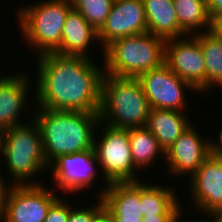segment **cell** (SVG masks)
Returning <instances> with one entry per match:
<instances>
[{
    "instance_id": "cell-1",
    "label": "cell",
    "mask_w": 222,
    "mask_h": 222,
    "mask_svg": "<svg viewBox=\"0 0 222 222\" xmlns=\"http://www.w3.org/2000/svg\"><path fill=\"white\" fill-rule=\"evenodd\" d=\"M35 57L38 69L35 68L36 87L32 94L35 97L32 102L36 104L30 103L33 108L99 112L105 73L102 63L84 56L55 52Z\"/></svg>"
},
{
    "instance_id": "cell-2",
    "label": "cell",
    "mask_w": 222,
    "mask_h": 222,
    "mask_svg": "<svg viewBox=\"0 0 222 222\" xmlns=\"http://www.w3.org/2000/svg\"><path fill=\"white\" fill-rule=\"evenodd\" d=\"M34 109L48 166L60 155L93 149L98 113Z\"/></svg>"
},
{
    "instance_id": "cell-3",
    "label": "cell",
    "mask_w": 222,
    "mask_h": 222,
    "mask_svg": "<svg viewBox=\"0 0 222 222\" xmlns=\"http://www.w3.org/2000/svg\"><path fill=\"white\" fill-rule=\"evenodd\" d=\"M1 155L5 161L3 170L9 173L5 176L12 179L11 185H40L42 181H34L35 176L50 172L41 132L33 117L25 124L4 130Z\"/></svg>"
},
{
    "instance_id": "cell-4",
    "label": "cell",
    "mask_w": 222,
    "mask_h": 222,
    "mask_svg": "<svg viewBox=\"0 0 222 222\" xmlns=\"http://www.w3.org/2000/svg\"><path fill=\"white\" fill-rule=\"evenodd\" d=\"M28 4H22L15 12L21 39L27 49L29 46L30 50H35L36 56L55 52L61 45L64 23L73 8L72 0H41Z\"/></svg>"
},
{
    "instance_id": "cell-5",
    "label": "cell",
    "mask_w": 222,
    "mask_h": 222,
    "mask_svg": "<svg viewBox=\"0 0 222 222\" xmlns=\"http://www.w3.org/2000/svg\"><path fill=\"white\" fill-rule=\"evenodd\" d=\"M150 109L136 78L114 77L104 73L98 112L102 123L122 129L145 127Z\"/></svg>"
},
{
    "instance_id": "cell-6",
    "label": "cell",
    "mask_w": 222,
    "mask_h": 222,
    "mask_svg": "<svg viewBox=\"0 0 222 222\" xmlns=\"http://www.w3.org/2000/svg\"><path fill=\"white\" fill-rule=\"evenodd\" d=\"M102 51L105 74L114 77L137 78L165 63V40L148 32L118 38Z\"/></svg>"
},
{
    "instance_id": "cell-7",
    "label": "cell",
    "mask_w": 222,
    "mask_h": 222,
    "mask_svg": "<svg viewBox=\"0 0 222 222\" xmlns=\"http://www.w3.org/2000/svg\"><path fill=\"white\" fill-rule=\"evenodd\" d=\"M97 127L95 135L100 136L94 137L93 150L105 180L102 181L105 186H100L102 189L97 194L101 198L111 183L137 182L143 178L138 177V168L132 160L128 129L111 127L101 121Z\"/></svg>"
},
{
    "instance_id": "cell-8",
    "label": "cell",
    "mask_w": 222,
    "mask_h": 222,
    "mask_svg": "<svg viewBox=\"0 0 222 222\" xmlns=\"http://www.w3.org/2000/svg\"><path fill=\"white\" fill-rule=\"evenodd\" d=\"M99 168H101L100 164L92 149L60 155L49 165L48 169L52 172L50 176L54 182L53 186H57L53 189H59L60 192L64 193L63 195L69 193L74 195V193L78 192L81 194L87 188V190L94 188L93 185L96 184L97 174L102 175V171Z\"/></svg>"
},
{
    "instance_id": "cell-9",
    "label": "cell",
    "mask_w": 222,
    "mask_h": 222,
    "mask_svg": "<svg viewBox=\"0 0 222 222\" xmlns=\"http://www.w3.org/2000/svg\"><path fill=\"white\" fill-rule=\"evenodd\" d=\"M54 189L40 185H11L1 222H44L50 206L60 197Z\"/></svg>"
},
{
    "instance_id": "cell-10",
    "label": "cell",
    "mask_w": 222,
    "mask_h": 222,
    "mask_svg": "<svg viewBox=\"0 0 222 222\" xmlns=\"http://www.w3.org/2000/svg\"><path fill=\"white\" fill-rule=\"evenodd\" d=\"M136 79L141 84L151 108L185 112L188 109L186 90L198 93L190 84L178 78L165 63L161 67L146 71Z\"/></svg>"
},
{
    "instance_id": "cell-11",
    "label": "cell",
    "mask_w": 222,
    "mask_h": 222,
    "mask_svg": "<svg viewBox=\"0 0 222 222\" xmlns=\"http://www.w3.org/2000/svg\"><path fill=\"white\" fill-rule=\"evenodd\" d=\"M165 64L198 94H206L205 62L200 42L195 35L166 40Z\"/></svg>"
},
{
    "instance_id": "cell-12",
    "label": "cell",
    "mask_w": 222,
    "mask_h": 222,
    "mask_svg": "<svg viewBox=\"0 0 222 222\" xmlns=\"http://www.w3.org/2000/svg\"><path fill=\"white\" fill-rule=\"evenodd\" d=\"M199 131V132H198ZM194 123L165 151L168 174L176 179L191 177L209 156V138L200 134Z\"/></svg>"
},
{
    "instance_id": "cell-13",
    "label": "cell",
    "mask_w": 222,
    "mask_h": 222,
    "mask_svg": "<svg viewBox=\"0 0 222 222\" xmlns=\"http://www.w3.org/2000/svg\"><path fill=\"white\" fill-rule=\"evenodd\" d=\"M188 180L191 206L208 217L222 210V159L209 155Z\"/></svg>"
},
{
    "instance_id": "cell-14",
    "label": "cell",
    "mask_w": 222,
    "mask_h": 222,
    "mask_svg": "<svg viewBox=\"0 0 222 222\" xmlns=\"http://www.w3.org/2000/svg\"><path fill=\"white\" fill-rule=\"evenodd\" d=\"M147 32L142 0H114L104 25L98 31V40L104 49L118 38Z\"/></svg>"
},
{
    "instance_id": "cell-15",
    "label": "cell",
    "mask_w": 222,
    "mask_h": 222,
    "mask_svg": "<svg viewBox=\"0 0 222 222\" xmlns=\"http://www.w3.org/2000/svg\"><path fill=\"white\" fill-rule=\"evenodd\" d=\"M0 74V127L7 130L10 127L27 123L22 119L23 111L26 109L31 91V81L25 72ZM29 95V96H28ZM25 107V108H24Z\"/></svg>"
},
{
    "instance_id": "cell-16",
    "label": "cell",
    "mask_w": 222,
    "mask_h": 222,
    "mask_svg": "<svg viewBox=\"0 0 222 222\" xmlns=\"http://www.w3.org/2000/svg\"><path fill=\"white\" fill-rule=\"evenodd\" d=\"M99 42L98 32L74 7L68 12L62 30V41L55 53L61 55L84 56L93 59L89 46ZM89 54V55H88Z\"/></svg>"
},
{
    "instance_id": "cell-17",
    "label": "cell",
    "mask_w": 222,
    "mask_h": 222,
    "mask_svg": "<svg viewBox=\"0 0 222 222\" xmlns=\"http://www.w3.org/2000/svg\"><path fill=\"white\" fill-rule=\"evenodd\" d=\"M187 113L159 108L150 109L146 127L158 140L164 152L193 124Z\"/></svg>"
},
{
    "instance_id": "cell-18",
    "label": "cell",
    "mask_w": 222,
    "mask_h": 222,
    "mask_svg": "<svg viewBox=\"0 0 222 222\" xmlns=\"http://www.w3.org/2000/svg\"><path fill=\"white\" fill-rule=\"evenodd\" d=\"M112 217H143L140 202V181L111 183L101 197Z\"/></svg>"
},
{
    "instance_id": "cell-19",
    "label": "cell",
    "mask_w": 222,
    "mask_h": 222,
    "mask_svg": "<svg viewBox=\"0 0 222 222\" xmlns=\"http://www.w3.org/2000/svg\"><path fill=\"white\" fill-rule=\"evenodd\" d=\"M148 33L165 41L180 37V26L173 0H142Z\"/></svg>"
},
{
    "instance_id": "cell-20",
    "label": "cell",
    "mask_w": 222,
    "mask_h": 222,
    "mask_svg": "<svg viewBox=\"0 0 222 222\" xmlns=\"http://www.w3.org/2000/svg\"><path fill=\"white\" fill-rule=\"evenodd\" d=\"M140 181V202L143 216L176 215L183 209L182 202L172 186L145 183ZM179 201V202H178Z\"/></svg>"
},
{
    "instance_id": "cell-21",
    "label": "cell",
    "mask_w": 222,
    "mask_h": 222,
    "mask_svg": "<svg viewBox=\"0 0 222 222\" xmlns=\"http://www.w3.org/2000/svg\"><path fill=\"white\" fill-rule=\"evenodd\" d=\"M129 141L131 146V156L134 165L140 169H147L154 165V161L160 158L165 160V152L160 147L158 140L151 133V131L145 127L129 128ZM163 158V159H162Z\"/></svg>"
},
{
    "instance_id": "cell-22",
    "label": "cell",
    "mask_w": 222,
    "mask_h": 222,
    "mask_svg": "<svg viewBox=\"0 0 222 222\" xmlns=\"http://www.w3.org/2000/svg\"><path fill=\"white\" fill-rule=\"evenodd\" d=\"M173 2L180 26V37L209 31L210 18L206 0H173Z\"/></svg>"
},
{
    "instance_id": "cell-23",
    "label": "cell",
    "mask_w": 222,
    "mask_h": 222,
    "mask_svg": "<svg viewBox=\"0 0 222 222\" xmlns=\"http://www.w3.org/2000/svg\"><path fill=\"white\" fill-rule=\"evenodd\" d=\"M202 49L206 69V93L222 89V39L206 31L195 34Z\"/></svg>"
},
{
    "instance_id": "cell-24",
    "label": "cell",
    "mask_w": 222,
    "mask_h": 222,
    "mask_svg": "<svg viewBox=\"0 0 222 222\" xmlns=\"http://www.w3.org/2000/svg\"><path fill=\"white\" fill-rule=\"evenodd\" d=\"M114 0H72L73 7L98 32L104 25Z\"/></svg>"
},
{
    "instance_id": "cell-25",
    "label": "cell",
    "mask_w": 222,
    "mask_h": 222,
    "mask_svg": "<svg viewBox=\"0 0 222 222\" xmlns=\"http://www.w3.org/2000/svg\"><path fill=\"white\" fill-rule=\"evenodd\" d=\"M96 200L95 203L92 202V205H87L84 208L83 203H81L82 208L70 204V214L67 222H93L94 216L104 207L102 198L97 197Z\"/></svg>"
},
{
    "instance_id": "cell-26",
    "label": "cell",
    "mask_w": 222,
    "mask_h": 222,
    "mask_svg": "<svg viewBox=\"0 0 222 222\" xmlns=\"http://www.w3.org/2000/svg\"><path fill=\"white\" fill-rule=\"evenodd\" d=\"M66 199V200H65ZM59 197L48 210L44 222H67L70 214V203L67 198Z\"/></svg>"
},
{
    "instance_id": "cell-27",
    "label": "cell",
    "mask_w": 222,
    "mask_h": 222,
    "mask_svg": "<svg viewBox=\"0 0 222 222\" xmlns=\"http://www.w3.org/2000/svg\"><path fill=\"white\" fill-rule=\"evenodd\" d=\"M0 172H2V171L0 170ZM3 174H4V172L2 174L0 173V222L2 221V218L4 215L6 195H7V192L9 190L10 186H11L10 179L6 178V180L8 181L7 182L4 179L5 176Z\"/></svg>"
},
{
    "instance_id": "cell-28",
    "label": "cell",
    "mask_w": 222,
    "mask_h": 222,
    "mask_svg": "<svg viewBox=\"0 0 222 222\" xmlns=\"http://www.w3.org/2000/svg\"><path fill=\"white\" fill-rule=\"evenodd\" d=\"M219 129L220 132H218L217 140H211L212 138L209 139V155L222 159V127Z\"/></svg>"
},
{
    "instance_id": "cell-29",
    "label": "cell",
    "mask_w": 222,
    "mask_h": 222,
    "mask_svg": "<svg viewBox=\"0 0 222 222\" xmlns=\"http://www.w3.org/2000/svg\"><path fill=\"white\" fill-rule=\"evenodd\" d=\"M209 32L222 39V13L210 19Z\"/></svg>"
},
{
    "instance_id": "cell-30",
    "label": "cell",
    "mask_w": 222,
    "mask_h": 222,
    "mask_svg": "<svg viewBox=\"0 0 222 222\" xmlns=\"http://www.w3.org/2000/svg\"><path fill=\"white\" fill-rule=\"evenodd\" d=\"M209 18L222 13V0H206Z\"/></svg>"
},
{
    "instance_id": "cell-31",
    "label": "cell",
    "mask_w": 222,
    "mask_h": 222,
    "mask_svg": "<svg viewBox=\"0 0 222 222\" xmlns=\"http://www.w3.org/2000/svg\"><path fill=\"white\" fill-rule=\"evenodd\" d=\"M175 215H148L143 216L142 222H171Z\"/></svg>"
},
{
    "instance_id": "cell-32",
    "label": "cell",
    "mask_w": 222,
    "mask_h": 222,
    "mask_svg": "<svg viewBox=\"0 0 222 222\" xmlns=\"http://www.w3.org/2000/svg\"><path fill=\"white\" fill-rule=\"evenodd\" d=\"M93 222H114L111 213L103 207L93 219Z\"/></svg>"
},
{
    "instance_id": "cell-33",
    "label": "cell",
    "mask_w": 222,
    "mask_h": 222,
    "mask_svg": "<svg viewBox=\"0 0 222 222\" xmlns=\"http://www.w3.org/2000/svg\"><path fill=\"white\" fill-rule=\"evenodd\" d=\"M183 213V209H181L176 215L175 217L171 220V222H210L209 220V217L207 216L204 220L202 218V220L200 221L199 218L196 220V219H192L190 220L191 218H187L185 220V218L182 220V214Z\"/></svg>"
},
{
    "instance_id": "cell-34",
    "label": "cell",
    "mask_w": 222,
    "mask_h": 222,
    "mask_svg": "<svg viewBox=\"0 0 222 222\" xmlns=\"http://www.w3.org/2000/svg\"><path fill=\"white\" fill-rule=\"evenodd\" d=\"M114 222H142L140 216L112 217Z\"/></svg>"
},
{
    "instance_id": "cell-35",
    "label": "cell",
    "mask_w": 222,
    "mask_h": 222,
    "mask_svg": "<svg viewBox=\"0 0 222 222\" xmlns=\"http://www.w3.org/2000/svg\"><path fill=\"white\" fill-rule=\"evenodd\" d=\"M209 218L210 222H222V210L213 212Z\"/></svg>"
},
{
    "instance_id": "cell-36",
    "label": "cell",
    "mask_w": 222,
    "mask_h": 222,
    "mask_svg": "<svg viewBox=\"0 0 222 222\" xmlns=\"http://www.w3.org/2000/svg\"><path fill=\"white\" fill-rule=\"evenodd\" d=\"M3 137H4V130L0 127V156H1V152H2ZM1 162L2 161H0V164H1Z\"/></svg>"
}]
</instances>
